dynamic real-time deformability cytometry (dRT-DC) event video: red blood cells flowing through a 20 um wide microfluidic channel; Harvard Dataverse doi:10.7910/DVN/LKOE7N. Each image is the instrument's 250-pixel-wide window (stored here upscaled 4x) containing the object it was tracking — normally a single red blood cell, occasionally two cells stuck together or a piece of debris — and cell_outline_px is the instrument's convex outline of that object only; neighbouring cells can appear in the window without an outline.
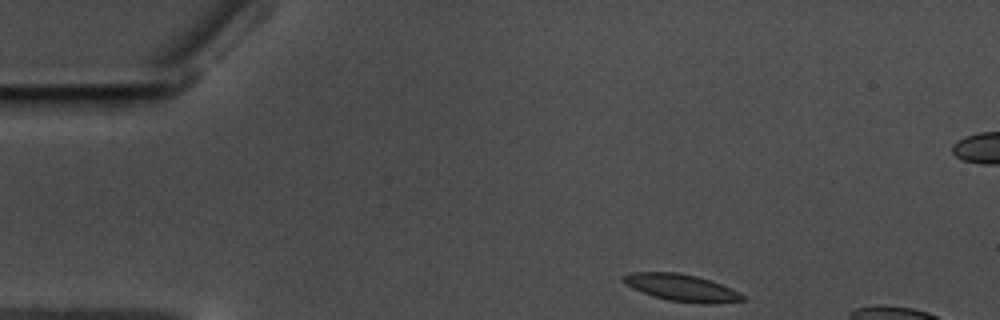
{"species": "common noctule bat (a hibernating species)", "species_latin": "Nyctalus noctula", "temperature_condition": "warm", "stored_images_in_passage": 9, "camera_frame_rate_fps": 3000, "um_per_image_px": 0.085, "animal": {"sex": "male", "body_mass_g": 17.5, "forearm_length_mm": 52.3}, "frame": {"image": 1, "passage_image": 1, "time_ms": 0.0, "image_size_px": [1000, 320], "cell_outline_px": [[744, 300], [708, 304], [704, 304], [668, 300], [652, 296], [632, 288], [620, 280], [620, 276], [632, 272], [676, 272], [696, 276], [712, 280], [732, 288], [740, 292], [744, 296]], "centroid_in_image_um": [57.91, 24.44], "position_along_channel_um": 27.1, "area_um2": 18.9}}